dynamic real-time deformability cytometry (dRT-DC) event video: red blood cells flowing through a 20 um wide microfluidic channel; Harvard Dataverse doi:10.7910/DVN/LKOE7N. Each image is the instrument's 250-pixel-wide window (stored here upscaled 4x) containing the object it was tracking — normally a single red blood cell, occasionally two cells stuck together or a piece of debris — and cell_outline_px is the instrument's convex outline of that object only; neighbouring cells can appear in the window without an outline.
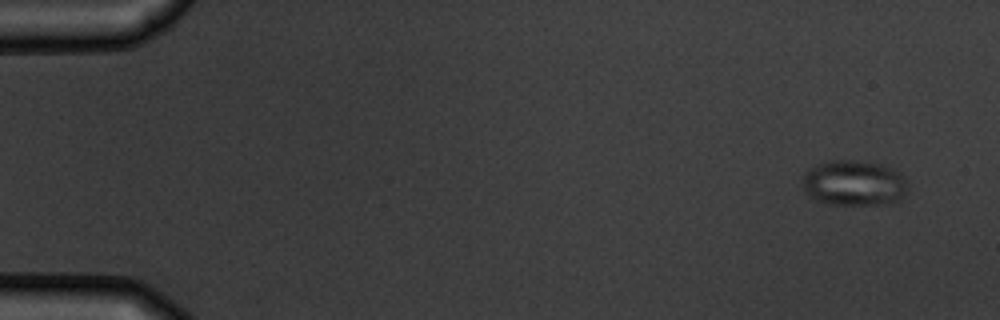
{"species": "common noctule bat (a hibernating species)", "species_latin": "Nyctalus noctula", "temperature_condition": "warm", "stored_images_in_passage": 6, "camera_frame_rate_fps": 3000, "um_per_image_px": 0.085, "animal": {"sex": "male", "body_mass_g": 19.5, "forearm_length_mm": 54.6}, "frame": {"image": 1, "passage_image": 1, "time_ms": 0.0, "image_size_px": [1000, 320], "cell_outline_px": [[908, 188], [904, 196], [896, 200], [876, 204], [828, 204], [816, 200], [808, 196], [804, 192], [804, 172], [820, 164], [832, 160], [856, 160], [880, 164], [892, 168], [900, 172], [908, 180]], "centroid_in_image_um": [72.61, 15.55], "position_along_channel_um": 12.4, "area_um2": 27.8}}